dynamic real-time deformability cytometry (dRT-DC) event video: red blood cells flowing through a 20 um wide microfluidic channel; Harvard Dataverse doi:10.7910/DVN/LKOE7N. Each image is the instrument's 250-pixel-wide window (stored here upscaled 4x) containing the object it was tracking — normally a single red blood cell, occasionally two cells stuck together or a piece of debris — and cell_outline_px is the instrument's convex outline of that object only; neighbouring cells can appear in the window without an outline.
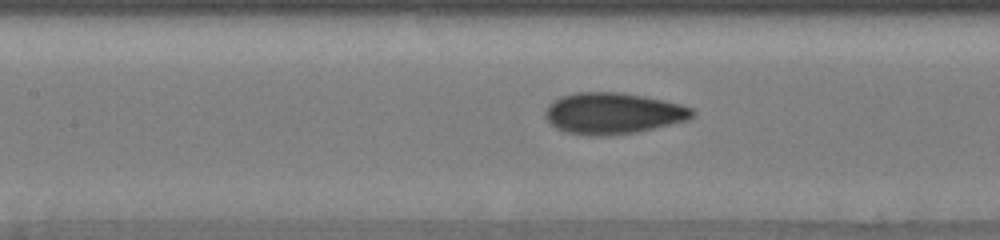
{"species": "human", "species_latin": "Homo sapiens", "temperature_condition": "cold", "stored_images_in_passage": 30, "camera_frame_rate_fps": 3000, "um_per_image_px": 0.085, "donor": {"sex": "male"}, "frame": {"image": 1, "passage_image": 25, "time_ms": 7.333, "image_size_px": [1000, 240], "cell_outline_px": [[696, 112], [688, 120], [636, 132], [604, 136], [588, 136], [564, 132], [556, 128], [544, 116], [544, 112], [548, 104], [552, 100], [560, 96], [576, 92], [620, 92], [644, 96], [680, 104], [692, 108]], "centroid_in_image_um": [52.06, 9.63], "position_along_channel_um": 155.3, "area_um2": 35.55}}
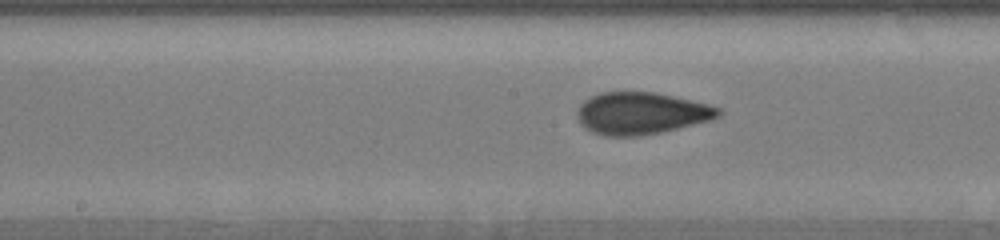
{"frame": {"image": 2, "passage_image": 27, "time_ms": 8.333, "image_size_px": [1000, 240], "cell_outline_px": [[724, 112], [720, 116], [712, 120], [660, 132], [640, 136], [604, 136], [592, 132], [584, 128], [580, 124], [576, 116], [576, 112], [580, 104], [584, 100], [600, 92], [656, 92], [692, 100], [708, 104], [720, 108]], "centroid_in_image_um": [54.49, 9.63], "position_along_channel_um": 193.7, "area_um2": 34.91}}